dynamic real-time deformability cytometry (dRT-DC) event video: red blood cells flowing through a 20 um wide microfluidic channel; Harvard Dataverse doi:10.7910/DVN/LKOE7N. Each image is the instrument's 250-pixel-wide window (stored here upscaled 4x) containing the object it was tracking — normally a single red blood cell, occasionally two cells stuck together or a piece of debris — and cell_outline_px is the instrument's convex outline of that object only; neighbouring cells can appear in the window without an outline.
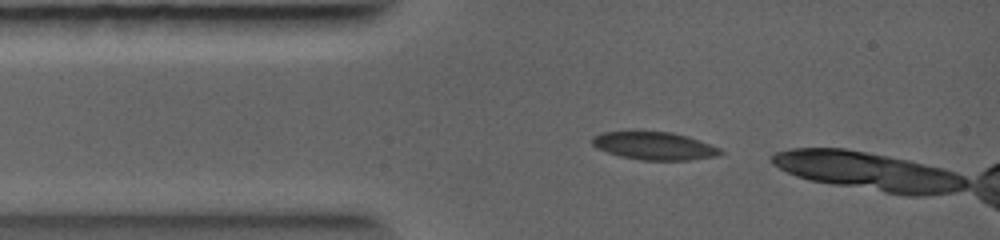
{"species": "common noctule bat (a hibernating species)", "species_latin": "Nyctalus noctula", "temperature_condition": "warm", "stored_images_in_passage": 3, "camera_frame_rate_fps": 5000, "um_per_image_px": 0.085, "animal": {"sex": "female", "body_mass_g": 19.0, "forearm_length_mm": 56.7}, "frame": {"image": 1, "passage_image": 1, "time_ms": 0.0, "image_size_px": [1000, 240], "cell_outline_px": [[724, 152], [720, 156], [692, 160], [640, 160], [620, 156], [596, 148], [592, 144], [592, 136], [600, 132], [672, 132], [688, 136], [720, 148]], "centroid_in_image_um": [55.64, 12.41], "position_along_channel_um": 29.4, "area_um2": 20.87}}